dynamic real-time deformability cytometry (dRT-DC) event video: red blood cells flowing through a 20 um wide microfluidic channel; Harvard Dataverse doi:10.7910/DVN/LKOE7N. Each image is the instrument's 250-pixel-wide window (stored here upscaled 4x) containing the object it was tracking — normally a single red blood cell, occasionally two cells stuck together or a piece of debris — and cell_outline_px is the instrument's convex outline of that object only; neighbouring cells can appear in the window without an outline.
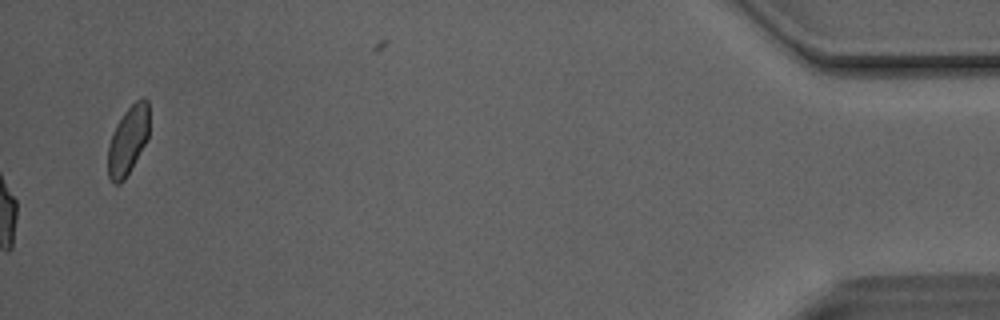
{"species": "Egyptian fruit bat (a non-hibernating species)", "species_latin": "Rousettus aegyptiacus", "temperature_condition": "room temperature", "stored_images_in_passage": 50, "camera_frame_rate_fps": 3000, "um_per_image_px": 0.085, "animal": {"sex": "male"}, "frame": {"image": 1, "passage_image": 50, "time_ms": 16.333, "image_size_px": [1000, 320], "cell_outline_px": [[148, 136], [144, 144], [124, 180], [120, 184], [116, 184], [108, 176], [108, 144], [112, 132], [116, 124], [124, 112], [136, 100], [148, 100]], "centroid_in_image_um": [10.85, 11.93], "position_along_channel_um": 424.4, "area_um2": 16.07}, "authors_computed_cell_mechanics": {"area_um2": 19.6231, "velocity_mm_per_s": 4.1292, "shape_relaxation_time_tau1_ms": 9.1059, "shape_relaxation_time_tau2_ms": 1.104, "deformation_change_tau1": 0.2006, "deformation_change_tau2": 0.0674}}